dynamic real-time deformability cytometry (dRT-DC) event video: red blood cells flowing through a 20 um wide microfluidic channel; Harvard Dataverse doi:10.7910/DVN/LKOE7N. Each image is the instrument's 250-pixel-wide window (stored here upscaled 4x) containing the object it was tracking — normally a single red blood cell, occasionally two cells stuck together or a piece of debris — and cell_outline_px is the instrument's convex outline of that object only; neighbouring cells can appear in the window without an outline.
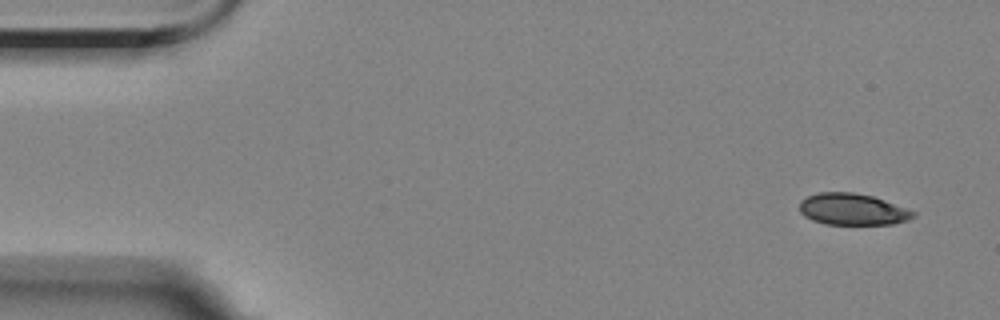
{"species": "Egyptian fruit bat (a non-hibernating species)", "species_latin": "Rousettus aegyptiacus", "temperature_condition": "room temperature", "stored_images_in_passage": 5, "camera_frame_rate_fps": 3000, "um_per_image_px": 0.085, "animal": {"sex": "female"}, "frame": {"image": 1, "passage_image": 1, "time_ms": 0.0, "image_size_px": [1000, 320], "cell_outline_px": [[916, 216], [908, 220], [892, 224], [824, 224], [812, 220], [804, 216], [800, 212], [800, 200], [816, 192], [852, 192], [872, 196], [884, 200], [916, 212]], "centroid_in_image_um": [72.44, 17.79], "position_along_channel_um": 12.6, "area_um2": 20.92}}
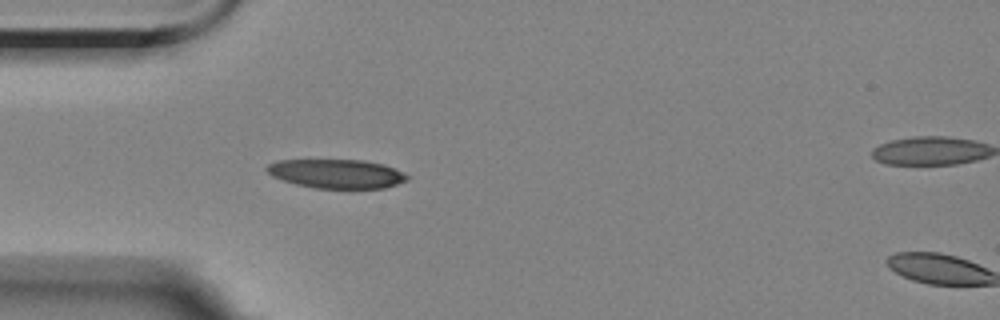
{"frame": {"image": 2, "passage_image": 4, "time_ms": 4.333, "image_size_px": [1000, 320], "cell_outline_px": [[408, 180], [384, 188], [316, 188], [296, 184], [272, 176], [264, 168], [268, 164], [280, 160], [364, 160], [384, 164], [404, 172], [408, 176]], "centroid_in_image_um": [28.62, 14.76], "position_along_channel_um": 56.4, "area_um2": 23.64}}